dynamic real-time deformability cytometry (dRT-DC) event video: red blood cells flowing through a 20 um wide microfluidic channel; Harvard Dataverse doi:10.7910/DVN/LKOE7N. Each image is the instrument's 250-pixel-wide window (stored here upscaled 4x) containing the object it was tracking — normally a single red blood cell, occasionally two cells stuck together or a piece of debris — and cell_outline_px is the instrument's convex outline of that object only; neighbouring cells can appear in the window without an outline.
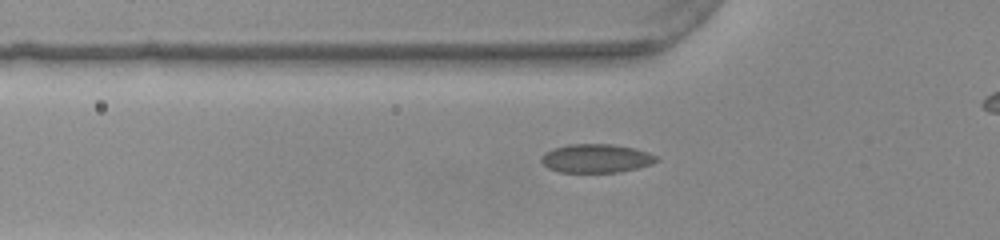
{"species": "common noctule bat (a hibernating species)", "species_latin": "Nyctalus noctula", "temperature_condition": "warm", "stored_images_in_passage": 45, "camera_frame_rate_fps": 3000, "um_per_image_px": 0.085, "animal": {"sex": "female", "body_mass_g": 22.0, "forearm_length_mm": 56.7}, "frame": {"image": 1, "passage_image": 17, "time_ms": 5.333, "image_size_px": [1000, 240], "cell_outline_px": [[660, 160], [652, 164], [620, 172], [560, 172], [548, 168], [540, 160], [540, 156], [544, 152], [552, 148], [568, 144], [612, 144], [636, 148], [648, 152], [656, 156]], "centroid_in_image_um": [50.66, 13.45], "position_along_channel_um": 75.1, "area_um2": 19.42}}
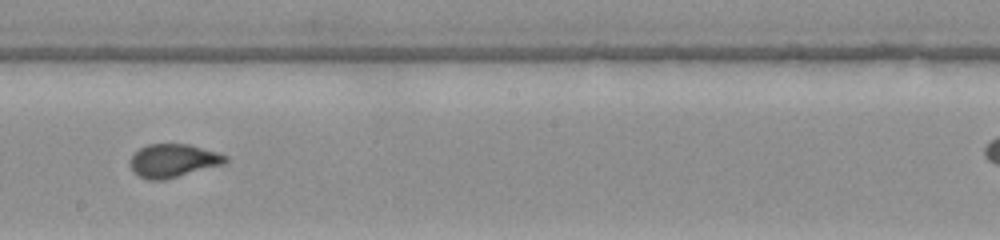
{"frame": {"image": 2, "passage_image": 29, "time_ms": 9.333, "image_size_px": [1000, 240], "cell_outline_px": [[228, 160], [224, 164], [164, 180], [148, 180], [132, 172], [132, 156], [140, 148], [148, 144], [188, 144], [216, 152], [228, 156]], "centroid_in_image_um": [14.74, 13.66], "position_along_channel_um": 233.5, "area_um2": 18.26}}
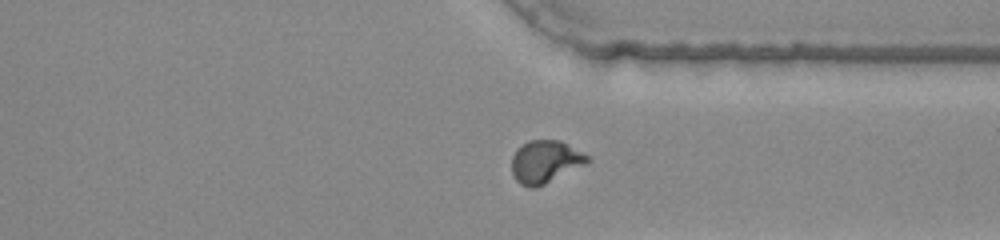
{"frame": {"image": 3, "passage_image": 39, "time_ms": 12.667, "image_size_px": [1000, 240], "cell_outline_px": [[592, 160], [536, 188], [528, 188], [520, 184], [516, 180], [512, 172], [512, 156], [516, 148], [528, 140], [560, 140], [588, 156]], "centroid_in_image_um": [46.29, 13.74], "position_along_channel_um": 365.1, "area_um2": 18.61}, "authors_computed_cell_mechanics": {"area_um2": 18.6694, "velocity_mm_per_s": 3.9517, "shape_relaxation_time_tau1_ms": 7.2179, "shape_relaxation_time_tau2_ms": null, "deformation_change_tau1": 0.2026, "deformation_change_tau2": null}}